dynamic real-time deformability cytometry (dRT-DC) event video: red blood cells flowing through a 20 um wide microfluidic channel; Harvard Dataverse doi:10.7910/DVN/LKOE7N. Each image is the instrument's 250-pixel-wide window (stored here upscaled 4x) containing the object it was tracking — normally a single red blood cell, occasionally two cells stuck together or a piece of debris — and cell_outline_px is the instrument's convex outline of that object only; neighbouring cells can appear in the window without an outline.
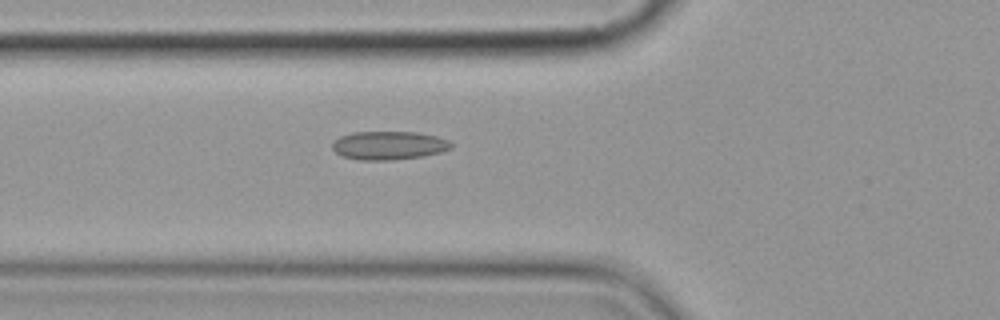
{"species": "common noctule bat (a hibernating species)", "species_latin": "Nyctalus noctula", "temperature_condition": "cold", "stored_images_in_passage": 6, "camera_frame_rate_fps": 3000, "um_per_image_px": 0.085, "animal": {"sex": "female", "body_mass_g": 19.9}, "frame": {"image": 1, "passage_image": 6, "time_ms": 6.0, "image_size_px": [1000, 320], "cell_outline_px": [[452, 148], [440, 152], [420, 156], [388, 160], [360, 160], [344, 156], [336, 152], [332, 148], [332, 144], [340, 136], [352, 132], [416, 132], [436, 136], [448, 140], [452, 144]], "centroid_in_image_um": [33.04, 12.35], "position_along_channel_um": 92.8, "area_um2": 19.48}}